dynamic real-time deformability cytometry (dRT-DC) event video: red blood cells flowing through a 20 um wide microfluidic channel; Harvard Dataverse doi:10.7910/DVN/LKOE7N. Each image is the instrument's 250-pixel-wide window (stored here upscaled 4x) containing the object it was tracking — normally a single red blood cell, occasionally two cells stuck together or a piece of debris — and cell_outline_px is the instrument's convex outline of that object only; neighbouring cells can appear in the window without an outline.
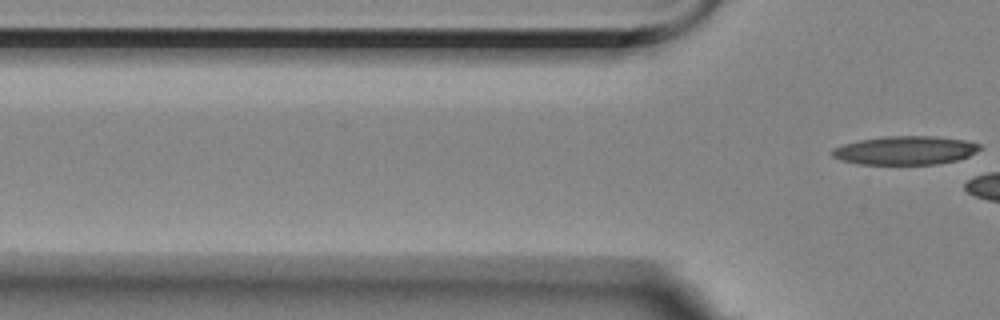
{"species": "Egyptian fruit bat (a non-hibernating species)", "species_latin": "Rousettus aegyptiacus", "temperature_condition": "room temperature", "stored_images_in_passage": 10, "camera_frame_rate_fps": 3000, "um_per_image_px": 0.085, "animal": {"sex": "female"}, "frame": {"image": 1, "passage_image": 10, "time_ms": 3.0, "image_size_px": [1000, 320], "cell_outline_px": [[980, 148], [976, 152], [960, 160], [940, 164], [860, 164], [840, 160], [832, 156], [828, 152], [832, 148], [844, 144], [860, 140], [884, 136], [932, 136], [964, 140], [980, 144]], "centroid_in_image_um": [76.92, 12.79], "position_along_channel_um": 48.9, "area_um2": 24.74}}